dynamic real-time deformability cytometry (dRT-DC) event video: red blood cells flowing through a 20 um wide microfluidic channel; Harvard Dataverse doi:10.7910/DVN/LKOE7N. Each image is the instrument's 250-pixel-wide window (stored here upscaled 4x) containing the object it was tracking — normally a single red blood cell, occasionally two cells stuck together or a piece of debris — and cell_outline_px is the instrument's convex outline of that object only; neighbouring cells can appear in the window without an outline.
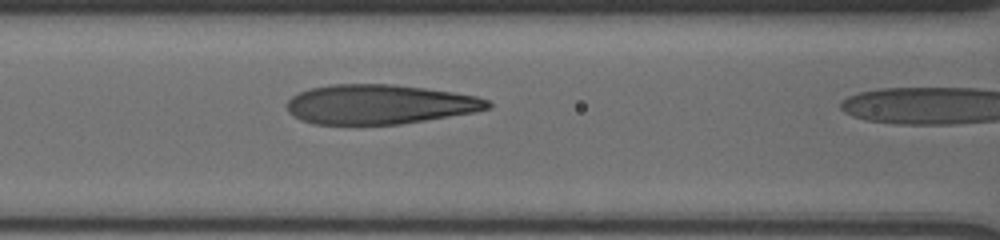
{"species": "human", "species_latin": "Homo sapiens", "temperature_condition": "cold", "stored_images_in_passage": 17, "camera_frame_rate_fps": 3000, "um_per_image_px": 0.085, "donor": {"sex": "male"}, "frame": {"image": 1, "passage_image": 16, "time_ms": 7.667, "image_size_px": [1000, 240], "cell_outline_px": [[492, 108], [476, 112], [400, 124], [312, 124], [300, 120], [288, 112], [288, 100], [292, 96], [300, 92], [312, 88], [332, 84], [392, 84], [424, 88], [452, 92], [476, 96], [488, 100], [492, 104]], "centroid_in_image_um": [32.28, 8.87], "position_along_channel_um": 134.3, "area_um2": 46.24}}